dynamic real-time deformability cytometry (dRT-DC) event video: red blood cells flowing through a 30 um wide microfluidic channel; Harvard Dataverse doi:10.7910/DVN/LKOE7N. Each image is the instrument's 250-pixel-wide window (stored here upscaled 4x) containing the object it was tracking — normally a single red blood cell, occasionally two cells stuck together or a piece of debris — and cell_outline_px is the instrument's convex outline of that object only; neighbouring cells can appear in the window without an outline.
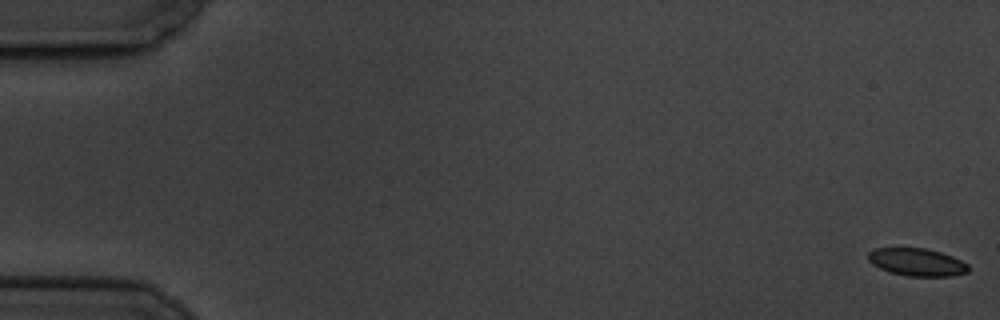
{"species": "common noctule bat (a hibernating species)", "species_latin": "Nyctalus noctula", "temperature_condition": "cold", "stored_images_in_passage": 58, "camera_frame_rate_fps": 3000, "um_per_image_px": 0.085, "animal": {"sex": "male", "body_mass_g": 19.5, "forearm_length_mm": 54.6}, "frame": {"image": 1, "passage_image": 1, "time_ms": 0.0, "image_size_px": [1000, 320], "cell_outline_px": [[968, 272], [952, 276], [908, 276], [888, 272], [872, 264], [868, 260], [868, 252], [876, 248], [924, 248], [940, 252], [952, 256], [968, 264]], "centroid_in_image_um": [77.92, 22.28], "position_along_channel_um": 7.1, "area_um2": 16.13}}
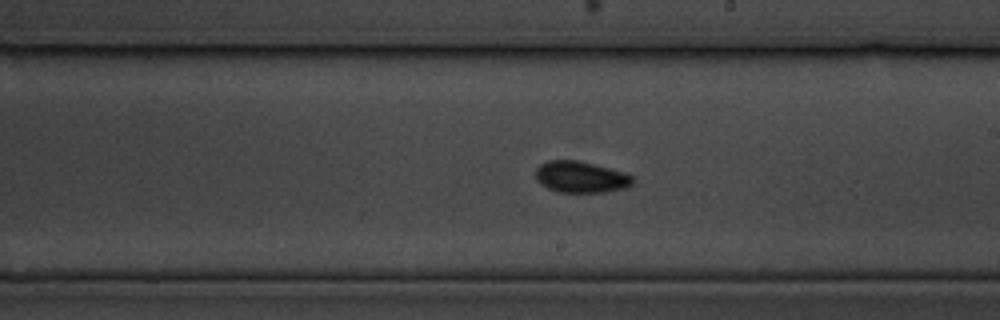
{"frame": {"image": 2, "passage_image": 34, "time_ms": 11.0, "image_size_px": [1000, 320], "cell_outline_px": [[636, 180], [632, 184], [624, 188], [604, 192], [556, 192], [540, 184], [536, 180], [536, 168], [540, 164], [548, 160], [576, 160], [624, 172], [632, 176]], "centroid_in_image_um": [49.35, 15.05], "position_along_channel_um": 239.7, "area_um2": 17.74}}
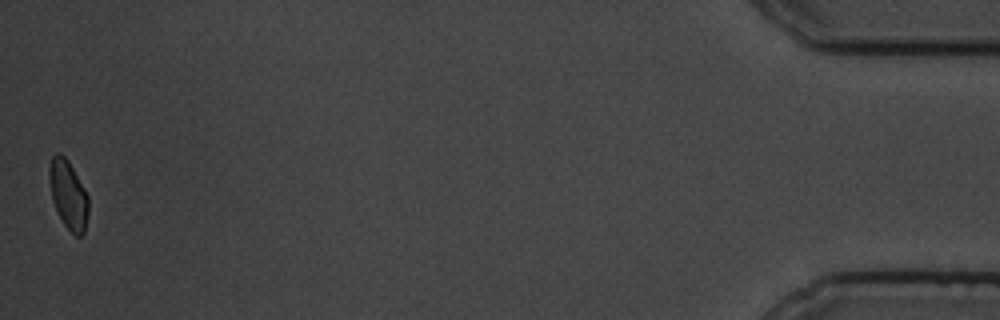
{"frame": {"image": 3, "passage_image": 58, "time_ms": 19.0, "image_size_px": [1000, 320], "cell_outline_px": [[88, 216], [84, 232], [80, 236], [76, 236], [64, 224], [52, 200], [48, 172], [48, 168], [52, 156], [56, 152], [60, 152], [68, 160], [84, 188], [88, 196]], "centroid_in_image_um": [5.8, 16.51], "position_along_channel_um": 429.4, "area_um2": 15.55}, "authors_computed_cell_mechanics": {"area_um2": 17.051, "velocity_mm_per_s": 3.485, "shape_relaxation_time_tau1_ms": 7.6383, "shape_relaxation_time_tau2_ms": 1.3467, "deformation_change_tau1": 0.1004, "deformation_change_tau2": 0.0509}}